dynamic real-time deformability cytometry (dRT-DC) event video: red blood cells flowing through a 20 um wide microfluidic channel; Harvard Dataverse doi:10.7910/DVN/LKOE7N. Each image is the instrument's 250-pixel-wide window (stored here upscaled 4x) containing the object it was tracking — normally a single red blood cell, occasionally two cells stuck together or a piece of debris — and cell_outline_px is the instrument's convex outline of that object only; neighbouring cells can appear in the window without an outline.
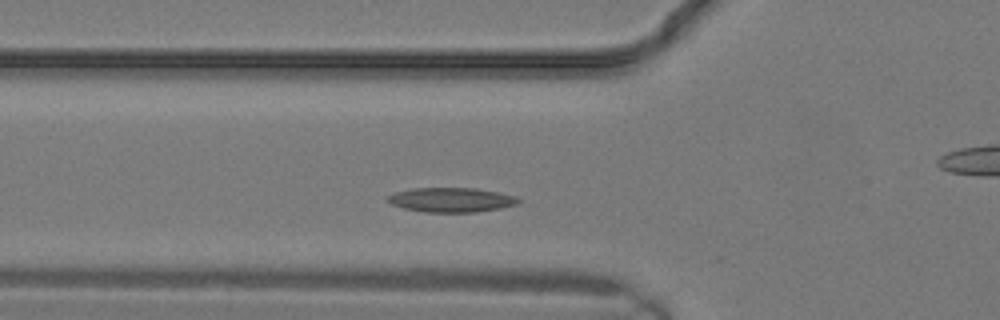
{"species": "common noctule bat (a hibernating species)", "species_latin": "Nyctalus noctula", "temperature_condition": "warm", "stored_images_in_passage": 7, "segment_of_instrument_passage": [1, 2], "camera_frame_rate_fps": 3000, "um_per_image_px": 0.085, "animal": {"sex": "male", "body_mass_g": 19.2, "forearm_length_mm": 51.8}, "frame": {"image": 1, "passage_image": 4, "time_ms": 1.0, "image_size_px": [1000, 320], "cell_outline_px": [[520, 200], [516, 204], [500, 208], [476, 212], [424, 212], [404, 208], [392, 204], [384, 200], [384, 196], [396, 192], [412, 188], [476, 188], [516, 196]], "centroid_in_image_um": [38.29, 16.98], "position_along_channel_um": 87.5, "area_um2": 18.67}}
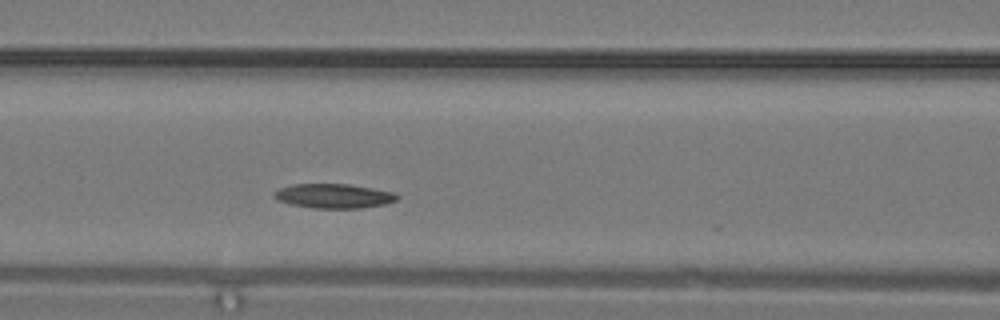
{"frame": {"image": 2, "passage_image": 6, "time_ms": 1.667, "image_size_px": [1000, 320], "cell_outline_px": [[400, 196], [396, 200], [384, 204], [360, 208], [312, 208], [292, 204], [276, 200], [272, 196], [272, 192], [280, 188], [292, 184], [348, 184], [396, 192]], "centroid_in_image_um": [28.35, 16.65], "position_along_channel_um": 138.3, "area_um2": 17.57}}